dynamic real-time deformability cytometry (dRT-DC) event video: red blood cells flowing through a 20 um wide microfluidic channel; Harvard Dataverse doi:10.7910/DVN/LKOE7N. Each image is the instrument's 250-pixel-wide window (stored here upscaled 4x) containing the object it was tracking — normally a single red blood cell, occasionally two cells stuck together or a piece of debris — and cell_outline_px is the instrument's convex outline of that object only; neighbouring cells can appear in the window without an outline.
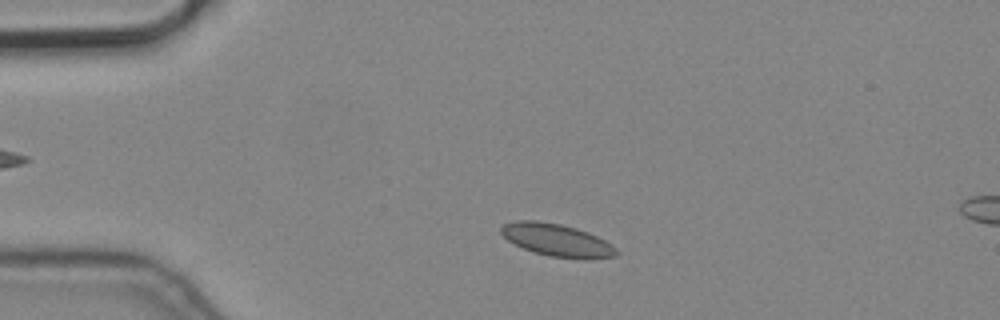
{"species": "common noctule bat (a hibernating species)", "species_latin": "Nyctalus noctula", "temperature_condition": "cold", "stored_images_in_passage": 4, "camera_frame_rate_fps": 3000, "um_per_image_px": 0.085, "animal": {"sex": "male", "body_mass_g": 19.2, "forearm_length_mm": 51.8}, "frame": {"image": 1, "passage_image": 2, "time_ms": 0.333, "image_size_px": [1000, 320], "cell_outline_px": [[620, 252], [616, 256], [588, 260], [584, 260], [548, 256], [532, 252], [508, 240], [500, 232], [500, 228], [504, 224], [516, 220], [536, 220], [560, 224], [576, 228], [588, 232], [604, 240], [616, 248]], "centroid_in_image_um": [47.36, 20.43], "position_along_channel_um": 37.6, "area_um2": 22.02}}